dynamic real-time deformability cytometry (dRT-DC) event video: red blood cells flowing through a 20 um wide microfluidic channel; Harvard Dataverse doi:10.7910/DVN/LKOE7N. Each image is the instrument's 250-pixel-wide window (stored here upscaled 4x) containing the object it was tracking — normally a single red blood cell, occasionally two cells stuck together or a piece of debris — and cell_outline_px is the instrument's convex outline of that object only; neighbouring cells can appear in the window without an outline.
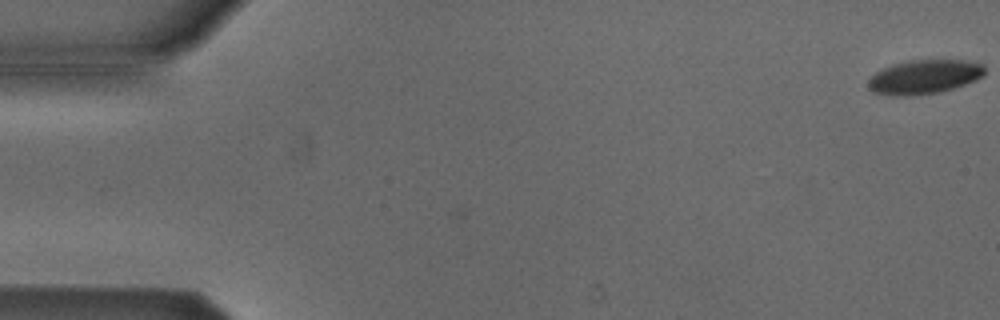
{"species": "Egyptian fruit bat (a non-hibernating species)", "species_latin": "Rousettus aegyptiacus", "temperature_condition": "cold", "stored_images_in_passage": 5, "camera_frame_rate_fps": 3000, "um_per_image_px": 0.085, "animal": {"sex": "male"}, "frame": {"image": 1, "passage_image": 1, "time_ms": 0.0, "image_size_px": [1000, 320], "cell_outline_px": [[984, 76], [976, 80], [940, 92], [912, 96], [892, 96], [872, 92], [868, 88], [868, 80], [876, 72], [892, 64], [908, 60], [964, 60], [984, 64]], "centroid_in_image_um": [78.54, 6.54], "position_along_channel_um": 6.5, "area_um2": 23.29}}
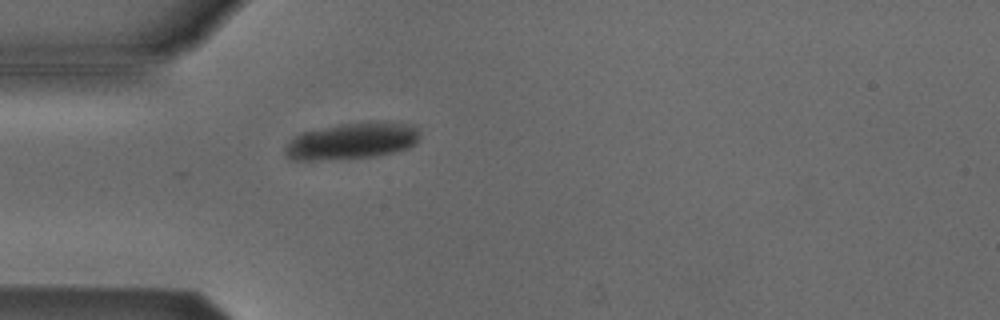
{"frame": {"image": 2, "passage_image": 5, "time_ms": 5.0, "image_size_px": [1000, 320], "cell_outline_px": [[420, 136], [408, 148], [376, 156], [312, 160], [296, 160], [288, 156], [284, 148], [296, 136], [304, 132], [340, 124], [368, 120], [388, 120], [408, 124], [416, 128], [420, 132]], "centroid_in_image_um": [29.98, 11.94], "position_along_channel_um": 55.0, "area_um2": 28.5}}